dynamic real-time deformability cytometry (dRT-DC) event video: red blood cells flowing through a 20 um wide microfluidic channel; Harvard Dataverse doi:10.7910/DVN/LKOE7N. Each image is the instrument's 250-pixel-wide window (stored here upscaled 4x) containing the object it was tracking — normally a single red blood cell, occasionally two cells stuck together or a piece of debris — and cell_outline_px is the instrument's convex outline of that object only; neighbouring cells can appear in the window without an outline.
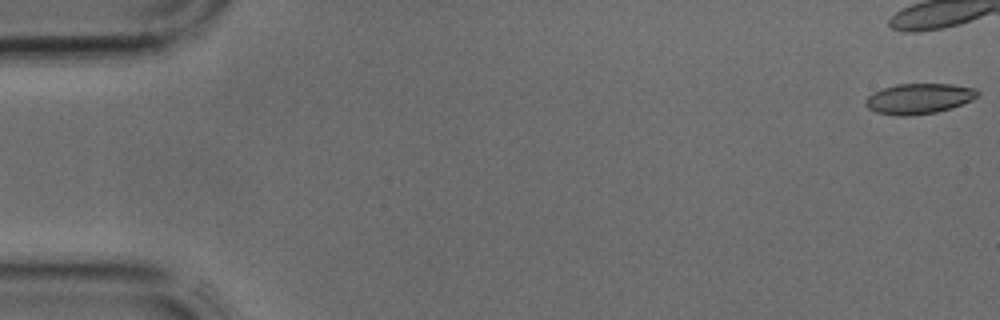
{"species": "common noctule bat (a hibernating species)", "species_latin": "Nyctalus noctula", "temperature_condition": "cold", "stored_images_in_passage": 4, "segment_of_instrument_passage": [2, 2], "camera_frame_rate_fps": 3000, "um_per_image_px": 0.085, "animal": {"sex": "male", "body_mass_g": 17.9, "forearm_length_mm": 54.2}, "frame": {"image": 1, "passage_image": 4, "time_ms": 1.0, "image_size_px": [1000, 320], "cell_outline_px": [[980, 96], [972, 100], [952, 108], [936, 112], [908, 116], [896, 116], [876, 112], [868, 108], [864, 104], [864, 100], [872, 92], [896, 84], [952, 84], [976, 88], [980, 92]], "centroid_in_image_um": [78.12, 8.38], "position_along_channel_um": 6.9, "area_um2": 20.11}}